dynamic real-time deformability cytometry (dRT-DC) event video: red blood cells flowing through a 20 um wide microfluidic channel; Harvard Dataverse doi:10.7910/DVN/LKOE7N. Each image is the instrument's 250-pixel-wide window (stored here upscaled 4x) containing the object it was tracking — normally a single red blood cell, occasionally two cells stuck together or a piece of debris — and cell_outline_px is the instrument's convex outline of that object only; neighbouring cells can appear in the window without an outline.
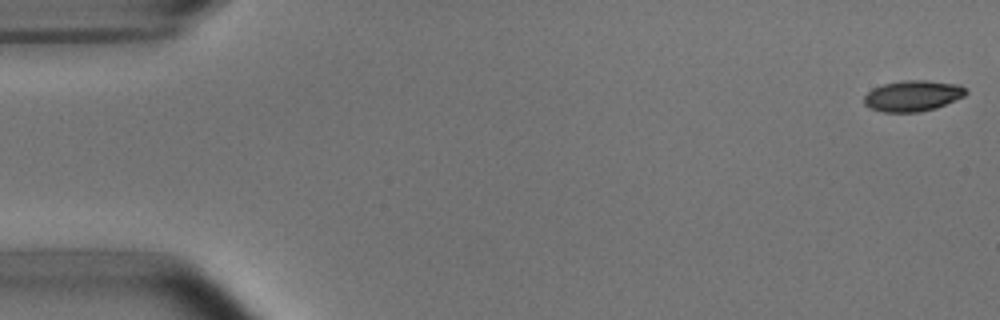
{"species": "common noctule bat (a hibernating species)", "species_latin": "Nyctalus noctula", "temperature_condition": "room temperature", "stored_images_in_passage": 5, "camera_frame_rate_fps": 3000, "um_per_image_px": 0.085, "animal": {"sex": "male", "body_mass_g": 15.6}, "frame": {"image": 1, "passage_image": 1, "time_ms": 0.0, "image_size_px": [1000, 320], "cell_outline_px": [[968, 92], [964, 96], [936, 108], [920, 112], [884, 112], [872, 108], [864, 104], [864, 96], [872, 88], [884, 84], [904, 80], [928, 80], [960, 84]], "centroid_in_image_um": [77.6, 8.14], "position_along_channel_um": 7.4, "area_um2": 18.32}}